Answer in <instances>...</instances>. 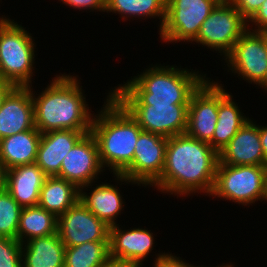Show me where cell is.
<instances>
[{
  "label": "cell",
  "instance_id": "obj_1",
  "mask_svg": "<svg viewBox=\"0 0 267 267\" xmlns=\"http://www.w3.org/2000/svg\"><path fill=\"white\" fill-rule=\"evenodd\" d=\"M218 162L219 154L209 143L186 133L169 137L164 168L152 188L177 198L196 193H206L205 196L210 197Z\"/></svg>",
  "mask_w": 267,
  "mask_h": 267
},
{
  "label": "cell",
  "instance_id": "obj_2",
  "mask_svg": "<svg viewBox=\"0 0 267 267\" xmlns=\"http://www.w3.org/2000/svg\"><path fill=\"white\" fill-rule=\"evenodd\" d=\"M176 67L152 64L125 84L110 89V94L121 105L189 104L192 93L207 75Z\"/></svg>",
  "mask_w": 267,
  "mask_h": 267
},
{
  "label": "cell",
  "instance_id": "obj_3",
  "mask_svg": "<svg viewBox=\"0 0 267 267\" xmlns=\"http://www.w3.org/2000/svg\"><path fill=\"white\" fill-rule=\"evenodd\" d=\"M77 77L69 73L57 75L39 94L30 86L35 127L41 134L57 130L91 131L95 114L89 110Z\"/></svg>",
  "mask_w": 267,
  "mask_h": 267
},
{
  "label": "cell",
  "instance_id": "obj_4",
  "mask_svg": "<svg viewBox=\"0 0 267 267\" xmlns=\"http://www.w3.org/2000/svg\"><path fill=\"white\" fill-rule=\"evenodd\" d=\"M94 115L91 133L95 137L102 166L120 174L132 161L142 128L110 94ZM111 169V170H110Z\"/></svg>",
  "mask_w": 267,
  "mask_h": 267
},
{
  "label": "cell",
  "instance_id": "obj_5",
  "mask_svg": "<svg viewBox=\"0 0 267 267\" xmlns=\"http://www.w3.org/2000/svg\"><path fill=\"white\" fill-rule=\"evenodd\" d=\"M6 16L0 17V78L14 87L32 86L35 68V40Z\"/></svg>",
  "mask_w": 267,
  "mask_h": 267
},
{
  "label": "cell",
  "instance_id": "obj_6",
  "mask_svg": "<svg viewBox=\"0 0 267 267\" xmlns=\"http://www.w3.org/2000/svg\"><path fill=\"white\" fill-rule=\"evenodd\" d=\"M249 206L267 198V166L217 164L210 197Z\"/></svg>",
  "mask_w": 267,
  "mask_h": 267
},
{
  "label": "cell",
  "instance_id": "obj_7",
  "mask_svg": "<svg viewBox=\"0 0 267 267\" xmlns=\"http://www.w3.org/2000/svg\"><path fill=\"white\" fill-rule=\"evenodd\" d=\"M248 30V21L230 0H220L201 24L196 42L225 57L237 40ZM214 49V50H213Z\"/></svg>",
  "mask_w": 267,
  "mask_h": 267
},
{
  "label": "cell",
  "instance_id": "obj_8",
  "mask_svg": "<svg viewBox=\"0 0 267 267\" xmlns=\"http://www.w3.org/2000/svg\"><path fill=\"white\" fill-rule=\"evenodd\" d=\"M167 141V137L142 130L135 145L133 161L120 174H113L115 180L121 183L119 185L132 183L151 187L161 177Z\"/></svg>",
  "mask_w": 267,
  "mask_h": 267
},
{
  "label": "cell",
  "instance_id": "obj_9",
  "mask_svg": "<svg viewBox=\"0 0 267 267\" xmlns=\"http://www.w3.org/2000/svg\"><path fill=\"white\" fill-rule=\"evenodd\" d=\"M219 1L166 0V17L159 37L165 43H191Z\"/></svg>",
  "mask_w": 267,
  "mask_h": 267
},
{
  "label": "cell",
  "instance_id": "obj_10",
  "mask_svg": "<svg viewBox=\"0 0 267 267\" xmlns=\"http://www.w3.org/2000/svg\"><path fill=\"white\" fill-rule=\"evenodd\" d=\"M222 60L228 72L231 70L239 79L260 86L267 73V33L248 29Z\"/></svg>",
  "mask_w": 267,
  "mask_h": 267
},
{
  "label": "cell",
  "instance_id": "obj_11",
  "mask_svg": "<svg viewBox=\"0 0 267 267\" xmlns=\"http://www.w3.org/2000/svg\"><path fill=\"white\" fill-rule=\"evenodd\" d=\"M219 81L207 77L192 93L188 105L186 134L210 143L217 124Z\"/></svg>",
  "mask_w": 267,
  "mask_h": 267
},
{
  "label": "cell",
  "instance_id": "obj_12",
  "mask_svg": "<svg viewBox=\"0 0 267 267\" xmlns=\"http://www.w3.org/2000/svg\"><path fill=\"white\" fill-rule=\"evenodd\" d=\"M57 233L65 247L109 241V227L79 200L58 216Z\"/></svg>",
  "mask_w": 267,
  "mask_h": 267
},
{
  "label": "cell",
  "instance_id": "obj_13",
  "mask_svg": "<svg viewBox=\"0 0 267 267\" xmlns=\"http://www.w3.org/2000/svg\"><path fill=\"white\" fill-rule=\"evenodd\" d=\"M103 168L96 139L89 132L64 157L56 177L65 179L80 189L92 182L95 184L101 172H105Z\"/></svg>",
  "mask_w": 267,
  "mask_h": 267
},
{
  "label": "cell",
  "instance_id": "obj_14",
  "mask_svg": "<svg viewBox=\"0 0 267 267\" xmlns=\"http://www.w3.org/2000/svg\"><path fill=\"white\" fill-rule=\"evenodd\" d=\"M189 104L122 105L143 131L172 137L187 129Z\"/></svg>",
  "mask_w": 267,
  "mask_h": 267
},
{
  "label": "cell",
  "instance_id": "obj_15",
  "mask_svg": "<svg viewBox=\"0 0 267 267\" xmlns=\"http://www.w3.org/2000/svg\"><path fill=\"white\" fill-rule=\"evenodd\" d=\"M154 238L151 230L145 228L123 230L119 224L113 225L109 227V256L134 267H143V261L154 249Z\"/></svg>",
  "mask_w": 267,
  "mask_h": 267
},
{
  "label": "cell",
  "instance_id": "obj_16",
  "mask_svg": "<svg viewBox=\"0 0 267 267\" xmlns=\"http://www.w3.org/2000/svg\"><path fill=\"white\" fill-rule=\"evenodd\" d=\"M34 106L29 87H13L0 107V140L34 129Z\"/></svg>",
  "mask_w": 267,
  "mask_h": 267
},
{
  "label": "cell",
  "instance_id": "obj_17",
  "mask_svg": "<svg viewBox=\"0 0 267 267\" xmlns=\"http://www.w3.org/2000/svg\"><path fill=\"white\" fill-rule=\"evenodd\" d=\"M248 120L219 153V162L225 165H265L260 142L259 125Z\"/></svg>",
  "mask_w": 267,
  "mask_h": 267
},
{
  "label": "cell",
  "instance_id": "obj_18",
  "mask_svg": "<svg viewBox=\"0 0 267 267\" xmlns=\"http://www.w3.org/2000/svg\"><path fill=\"white\" fill-rule=\"evenodd\" d=\"M91 131L57 130L41 134L35 163L48 176H57L64 157Z\"/></svg>",
  "mask_w": 267,
  "mask_h": 267
},
{
  "label": "cell",
  "instance_id": "obj_19",
  "mask_svg": "<svg viewBox=\"0 0 267 267\" xmlns=\"http://www.w3.org/2000/svg\"><path fill=\"white\" fill-rule=\"evenodd\" d=\"M47 177L36 163L19 165L6 170L5 189L22 208L37 206Z\"/></svg>",
  "mask_w": 267,
  "mask_h": 267
},
{
  "label": "cell",
  "instance_id": "obj_20",
  "mask_svg": "<svg viewBox=\"0 0 267 267\" xmlns=\"http://www.w3.org/2000/svg\"><path fill=\"white\" fill-rule=\"evenodd\" d=\"M93 186V182L79 189V201L108 227L117 225V218L124 209L125 201L116 185L109 183ZM91 189L90 193L83 190Z\"/></svg>",
  "mask_w": 267,
  "mask_h": 267
},
{
  "label": "cell",
  "instance_id": "obj_21",
  "mask_svg": "<svg viewBox=\"0 0 267 267\" xmlns=\"http://www.w3.org/2000/svg\"><path fill=\"white\" fill-rule=\"evenodd\" d=\"M219 82V107L217 124L215 126L211 147L219 154L222 149L236 135L239 129L250 120L243 115L238 104L235 103L233 96L223 88Z\"/></svg>",
  "mask_w": 267,
  "mask_h": 267
},
{
  "label": "cell",
  "instance_id": "obj_22",
  "mask_svg": "<svg viewBox=\"0 0 267 267\" xmlns=\"http://www.w3.org/2000/svg\"><path fill=\"white\" fill-rule=\"evenodd\" d=\"M65 245L55 233L22 244V267H64Z\"/></svg>",
  "mask_w": 267,
  "mask_h": 267
},
{
  "label": "cell",
  "instance_id": "obj_23",
  "mask_svg": "<svg viewBox=\"0 0 267 267\" xmlns=\"http://www.w3.org/2000/svg\"><path fill=\"white\" fill-rule=\"evenodd\" d=\"M41 133L37 128L23 131L0 140V160L6 170L36 161Z\"/></svg>",
  "mask_w": 267,
  "mask_h": 267
},
{
  "label": "cell",
  "instance_id": "obj_24",
  "mask_svg": "<svg viewBox=\"0 0 267 267\" xmlns=\"http://www.w3.org/2000/svg\"><path fill=\"white\" fill-rule=\"evenodd\" d=\"M79 200V189L71 182L47 177L39 194L38 205L57 217Z\"/></svg>",
  "mask_w": 267,
  "mask_h": 267
},
{
  "label": "cell",
  "instance_id": "obj_25",
  "mask_svg": "<svg viewBox=\"0 0 267 267\" xmlns=\"http://www.w3.org/2000/svg\"><path fill=\"white\" fill-rule=\"evenodd\" d=\"M57 224L58 217L39 205L24 207L20 214L17 240L23 244L35 237L55 234Z\"/></svg>",
  "mask_w": 267,
  "mask_h": 267
},
{
  "label": "cell",
  "instance_id": "obj_26",
  "mask_svg": "<svg viewBox=\"0 0 267 267\" xmlns=\"http://www.w3.org/2000/svg\"><path fill=\"white\" fill-rule=\"evenodd\" d=\"M105 12L117 13L123 21L129 18L135 20L134 17L138 19L159 17L160 31L166 17V0H106Z\"/></svg>",
  "mask_w": 267,
  "mask_h": 267
},
{
  "label": "cell",
  "instance_id": "obj_27",
  "mask_svg": "<svg viewBox=\"0 0 267 267\" xmlns=\"http://www.w3.org/2000/svg\"><path fill=\"white\" fill-rule=\"evenodd\" d=\"M109 258V241L86 242L66 247L64 267H99Z\"/></svg>",
  "mask_w": 267,
  "mask_h": 267
},
{
  "label": "cell",
  "instance_id": "obj_28",
  "mask_svg": "<svg viewBox=\"0 0 267 267\" xmlns=\"http://www.w3.org/2000/svg\"><path fill=\"white\" fill-rule=\"evenodd\" d=\"M21 211L22 207L6 189L0 191V237L17 239Z\"/></svg>",
  "mask_w": 267,
  "mask_h": 267
},
{
  "label": "cell",
  "instance_id": "obj_29",
  "mask_svg": "<svg viewBox=\"0 0 267 267\" xmlns=\"http://www.w3.org/2000/svg\"><path fill=\"white\" fill-rule=\"evenodd\" d=\"M0 267H22V243L0 237Z\"/></svg>",
  "mask_w": 267,
  "mask_h": 267
},
{
  "label": "cell",
  "instance_id": "obj_30",
  "mask_svg": "<svg viewBox=\"0 0 267 267\" xmlns=\"http://www.w3.org/2000/svg\"><path fill=\"white\" fill-rule=\"evenodd\" d=\"M73 9L105 12L106 0H59Z\"/></svg>",
  "mask_w": 267,
  "mask_h": 267
},
{
  "label": "cell",
  "instance_id": "obj_31",
  "mask_svg": "<svg viewBox=\"0 0 267 267\" xmlns=\"http://www.w3.org/2000/svg\"><path fill=\"white\" fill-rule=\"evenodd\" d=\"M235 9L249 21L266 0H230Z\"/></svg>",
  "mask_w": 267,
  "mask_h": 267
},
{
  "label": "cell",
  "instance_id": "obj_32",
  "mask_svg": "<svg viewBox=\"0 0 267 267\" xmlns=\"http://www.w3.org/2000/svg\"><path fill=\"white\" fill-rule=\"evenodd\" d=\"M154 267H192L193 264H189L182 260V257L172 253H158L154 258Z\"/></svg>",
  "mask_w": 267,
  "mask_h": 267
},
{
  "label": "cell",
  "instance_id": "obj_33",
  "mask_svg": "<svg viewBox=\"0 0 267 267\" xmlns=\"http://www.w3.org/2000/svg\"><path fill=\"white\" fill-rule=\"evenodd\" d=\"M252 26L254 28H252ZM248 29L255 32L267 33V0L261 5L256 14L248 21Z\"/></svg>",
  "mask_w": 267,
  "mask_h": 267
},
{
  "label": "cell",
  "instance_id": "obj_34",
  "mask_svg": "<svg viewBox=\"0 0 267 267\" xmlns=\"http://www.w3.org/2000/svg\"><path fill=\"white\" fill-rule=\"evenodd\" d=\"M260 142L265 158V166H267V125H259Z\"/></svg>",
  "mask_w": 267,
  "mask_h": 267
},
{
  "label": "cell",
  "instance_id": "obj_35",
  "mask_svg": "<svg viewBox=\"0 0 267 267\" xmlns=\"http://www.w3.org/2000/svg\"><path fill=\"white\" fill-rule=\"evenodd\" d=\"M13 87L14 86L10 82H7L0 78V107L3 99Z\"/></svg>",
  "mask_w": 267,
  "mask_h": 267
},
{
  "label": "cell",
  "instance_id": "obj_36",
  "mask_svg": "<svg viewBox=\"0 0 267 267\" xmlns=\"http://www.w3.org/2000/svg\"><path fill=\"white\" fill-rule=\"evenodd\" d=\"M99 267H134V266L121 260L109 258L106 262L101 264Z\"/></svg>",
  "mask_w": 267,
  "mask_h": 267
},
{
  "label": "cell",
  "instance_id": "obj_37",
  "mask_svg": "<svg viewBox=\"0 0 267 267\" xmlns=\"http://www.w3.org/2000/svg\"><path fill=\"white\" fill-rule=\"evenodd\" d=\"M5 183H6V168L4 167V164L0 160V191L5 189Z\"/></svg>",
  "mask_w": 267,
  "mask_h": 267
},
{
  "label": "cell",
  "instance_id": "obj_38",
  "mask_svg": "<svg viewBox=\"0 0 267 267\" xmlns=\"http://www.w3.org/2000/svg\"><path fill=\"white\" fill-rule=\"evenodd\" d=\"M192 267H200V266H194L193 265ZM201 267H203V266H201ZM216 267H234V265H233V263H229V264L222 263L221 266L217 265Z\"/></svg>",
  "mask_w": 267,
  "mask_h": 267
},
{
  "label": "cell",
  "instance_id": "obj_39",
  "mask_svg": "<svg viewBox=\"0 0 267 267\" xmlns=\"http://www.w3.org/2000/svg\"><path fill=\"white\" fill-rule=\"evenodd\" d=\"M260 88H263L265 92L267 91V73H266V78L264 79V82L260 85Z\"/></svg>",
  "mask_w": 267,
  "mask_h": 267
}]
</instances>
